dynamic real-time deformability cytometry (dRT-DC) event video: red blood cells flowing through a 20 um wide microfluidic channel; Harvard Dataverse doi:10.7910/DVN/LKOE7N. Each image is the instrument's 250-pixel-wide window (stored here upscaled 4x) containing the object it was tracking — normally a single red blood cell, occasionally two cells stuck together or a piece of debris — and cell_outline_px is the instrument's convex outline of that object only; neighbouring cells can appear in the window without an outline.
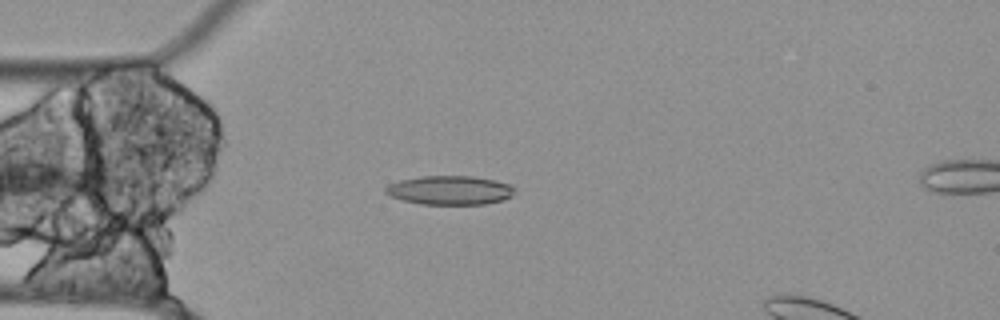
{"species": "Egyptian fruit bat (a non-hibernating species)", "species_latin": "Rousettus aegyptiacus", "temperature_condition": "cold", "stored_images_in_passage": 42, "camera_frame_rate_fps": 3000, "um_per_image_px": 0.085, "animal": {"sex": "female"}, "frame": {"image": 1, "passage_image": 4, "time_ms": 1.0, "image_size_px": [1000, 320], "cell_outline_px": [[516, 188], [512, 196], [504, 200], [484, 204], [420, 204], [404, 200], [392, 196], [384, 192], [384, 188], [388, 184], [400, 180], [424, 176], [472, 176], [496, 180], [512, 184]], "centroid_in_image_um": [38.29, 16.16], "position_along_channel_um": 46.7, "area_um2": 21.91}}
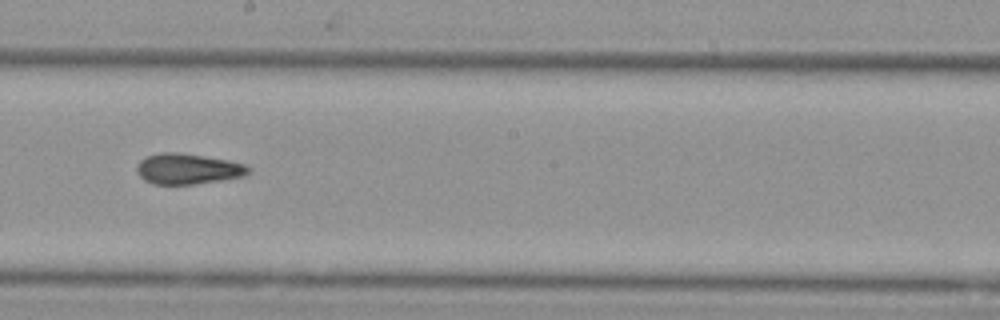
{"frame": {"image": 2, "passage_image": 20, "time_ms": 6.333, "image_size_px": [1000, 320], "cell_outline_px": [[252, 172], [244, 176], [220, 180], [192, 184], [152, 184], [144, 180], [136, 172], [136, 164], [140, 160], [148, 156], [160, 152], [180, 152], [228, 160], [244, 164]], "centroid_in_image_um": [15.93, 14.35], "position_along_channel_um": 232.3, "area_um2": 19.94}}
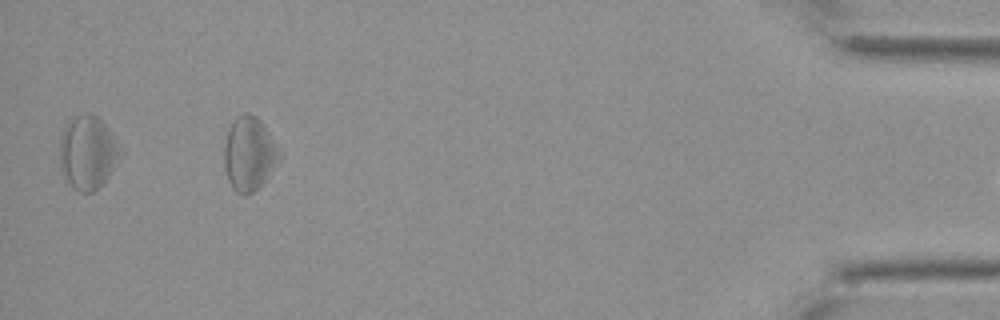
{"frame": {"image": 3, "passage_image": 41, "time_ms": 13.333, "image_size_px": [1000, 320], "cell_outline_px": [[124, 152], [108, 176], [92, 192], [80, 192], [64, 180], [60, 168], [60, 136], [64, 124], [68, 120], [76, 116], [96, 116], [108, 128]], "centroid_in_image_um": [7.43, 12.98], "position_along_channel_um": 427.8, "area_um2": 25.78}}